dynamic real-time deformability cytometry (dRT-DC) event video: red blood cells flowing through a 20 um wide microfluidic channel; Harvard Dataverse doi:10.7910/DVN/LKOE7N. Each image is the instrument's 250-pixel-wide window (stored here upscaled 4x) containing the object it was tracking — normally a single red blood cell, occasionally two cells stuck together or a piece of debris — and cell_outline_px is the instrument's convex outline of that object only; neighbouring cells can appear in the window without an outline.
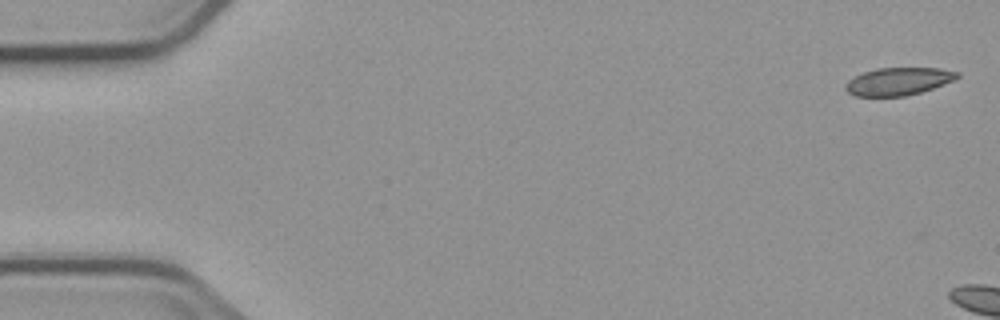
{"species": "common noctule bat (a hibernating species)", "species_latin": "Nyctalus noctula", "temperature_condition": "cold", "stored_images_in_passage": 2, "camera_frame_rate_fps": 3000, "um_per_image_px": 0.085, "animal": {"sex": "male", "body_mass_g": 23.1, "forearm_length_mm": 52.7}, "frame": {"image": 1, "passage_image": 1, "time_ms": 0.0, "image_size_px": [1000, 320], "cell_outline_px": [[960, 76], [952, 80], [932, 88], [920, 92], [904, 96], [856, 96], [848, 92], [844, 88], [844, 84], [848, 80], [864, 72], [876, 68], [940, 68], [960, 72]], "centroid_in_image_um": [76.34, 6.91], "position_along_channel_um": 8.7, "area_um2": 17.86}}